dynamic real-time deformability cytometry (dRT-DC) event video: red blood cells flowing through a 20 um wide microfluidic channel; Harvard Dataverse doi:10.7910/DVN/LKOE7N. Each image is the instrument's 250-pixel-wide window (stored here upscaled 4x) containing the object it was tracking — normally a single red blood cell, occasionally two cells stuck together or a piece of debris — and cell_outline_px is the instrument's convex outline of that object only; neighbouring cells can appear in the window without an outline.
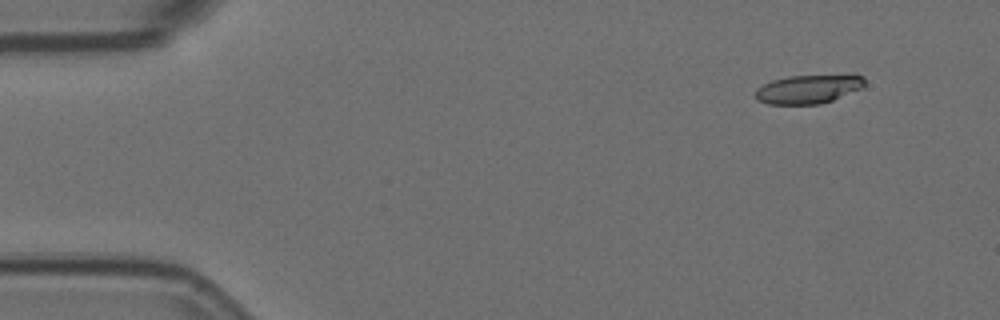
{"species": "Egyptian fruit bat (a non-hibernating species)", "species_latin": "Rousettus aegyptiacus", "temperature_condition": "room temperature", "stored_images_in_passage": 4, "camera_frame_rate_fps": 3000, "um_per_image_px": 0.085, "animal": {"sex": "female"}, "frame": {"image": 1, "passage_image": 2, "time_ms": 0.333, "image_size_px": [1000, 320], "cell_outline_px": [[864, 84], [860, 88], [832, 100], [820, 104], [768, 104], [756, 100], [756, 88], [772, 80], [788, 76], [864, 76]], "centroid_in_image_um": [68.62, 7.59], "position_along_channel_um": 16.4, "area_um2": 17.8}}